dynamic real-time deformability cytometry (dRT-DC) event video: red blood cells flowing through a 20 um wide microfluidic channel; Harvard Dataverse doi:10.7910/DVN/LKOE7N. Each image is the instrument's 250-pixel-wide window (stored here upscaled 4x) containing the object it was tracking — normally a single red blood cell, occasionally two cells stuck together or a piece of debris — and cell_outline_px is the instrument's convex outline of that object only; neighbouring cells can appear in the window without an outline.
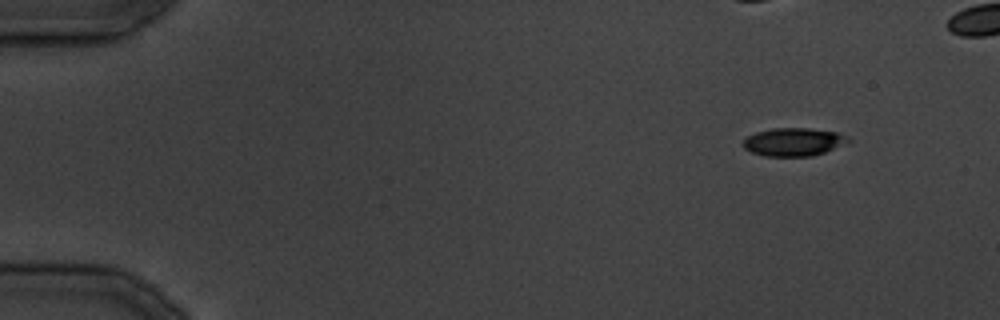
{"species": "common noctule bat (a hibernating species)", "species_latin": "Nyctalus noctula", "temperature_condition": "cold", "stored_images_in_passage": 6, "camera_frame_rate_fps": 3000, "um_per_image_px": 0.085, "animal": {"sex": "male", "body_mass_g": 19.5, "forearm_length_mm": 54.6}, "frame": {"image": 1, "passage_image": 1, "time_ms": 0.0, "image_size_px": [1000, 320], "cell_outline_px": [[852, 140], [824, 152], [812, 156], [764, 156], [752, 152], [744, 148], [744, 140], [748, 136], [756, 132], [772, 128], [808, 128], [836, 132], [848, 136]], "centroid_in_image_um": [67.45, 12.06], "position_along_channel_um": 17.5, "area_um2": 17.05}}